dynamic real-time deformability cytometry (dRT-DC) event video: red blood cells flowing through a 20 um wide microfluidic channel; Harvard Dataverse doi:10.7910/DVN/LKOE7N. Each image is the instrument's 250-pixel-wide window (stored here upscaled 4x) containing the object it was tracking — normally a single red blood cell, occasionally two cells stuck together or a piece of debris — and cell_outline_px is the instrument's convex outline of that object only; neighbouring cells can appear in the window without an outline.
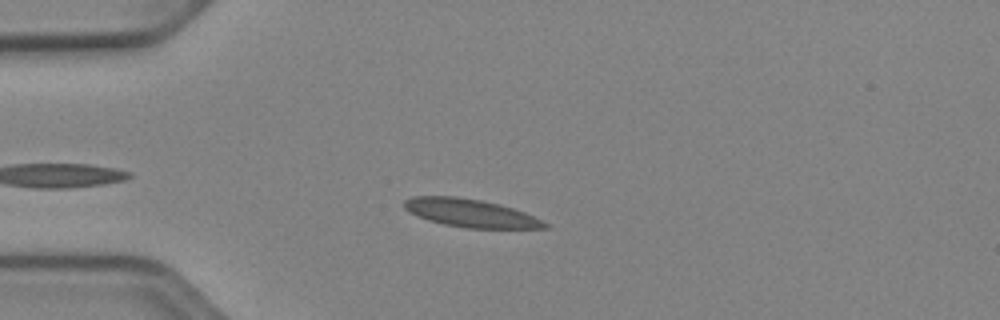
{"species": "Egyptian fruit bat (a non-hibernating species)", "species_latin": "Rousettus aegyptiacus", "temperature_condition": "cold", "stored_images_in_passage": 40, "camera_frame_rate_fps": 3000, "um_per_image_px": 0.085, "animal": {"sex": "female"}, "frame": {"image": 1, "passage_image": 5, "time_ms": 1.333, "image_size_px": [1000, 320], "cell_outline_px": [[548, 228], [468, 228], [444, 224], [428, 220], [404, 208], [404, 200], [412, 196], [456, 196], [480, 200], [500, 204], [524, 212], [548, 224]], "centroid_in_image_um": [39.98, 18.1], "position_along_channel_um": 45.0, "area_um2": 22.6}}
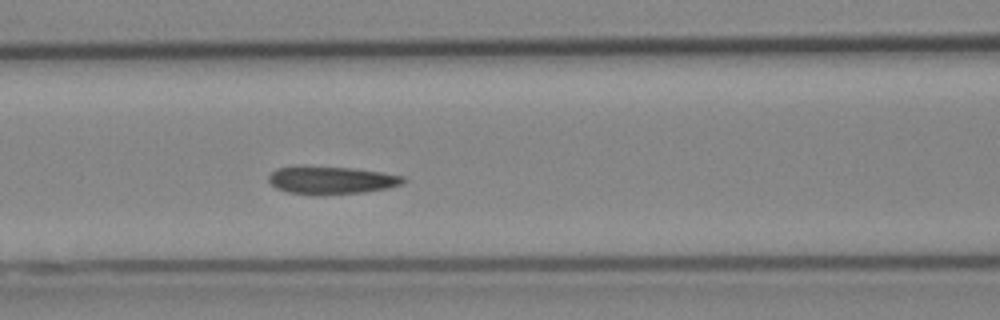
{"frame": {"image": 2, "passage_image": 14, "time_ms": 4.333, "image_size_px": [1000, 320], "cell_outline_px": [[408, 180], [404, 184], [388, 188], [364, 192], [288, 192], [276, 188], [268, 180], [268, 176], [276, 168], [296, 164], [304, 164], [356, 168], [384, 172], [404, 176]], "centroid_in_image_um": [28.19, 15.23], "position_along_channel_um": 138.4, "area_um2": 21.79}}
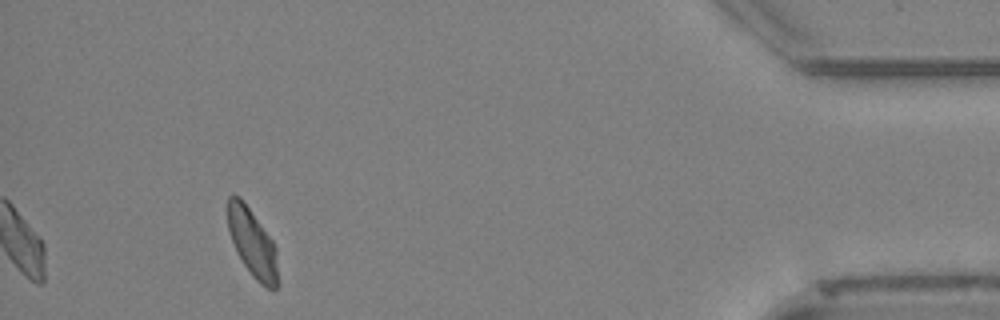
{"frame": {"image": 3, "passage_image": 40, "time_ms": 13.0, "image_size_px": [1000, 320], "cell_outline_px": [[276, 288], [268, 288], [260, 284], [252, 276], [244, 264], [228, 232], [224, 208], [228, 196], [240, 196], [272, 240], [276, 248]], "centroid_in_image_um": [21.37, 20.55], "position_along_channel_um": 413.8, "area_um2": 19.71}, "authors_computed_cell_mechanics": {"area_um2": 21.2993, "velocity_mm_per_s": 3.8721, "shape_relaxation_time_tau1_ms": 7.0039, "shape_relaxation_time_tau2_ms": 0.719, "deformation_change_tau1": 0.1847, "deformation_change_tau2": 0.0619}}